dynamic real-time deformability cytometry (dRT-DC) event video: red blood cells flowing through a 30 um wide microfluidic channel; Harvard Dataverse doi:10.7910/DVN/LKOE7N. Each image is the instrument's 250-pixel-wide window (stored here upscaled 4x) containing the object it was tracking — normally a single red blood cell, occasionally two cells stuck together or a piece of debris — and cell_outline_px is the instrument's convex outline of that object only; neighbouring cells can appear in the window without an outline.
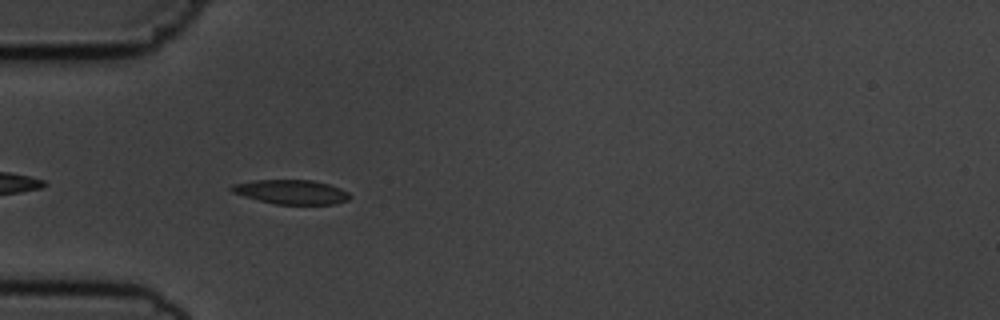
{"species": "common noctule bat (a hibernating species)", "species_latin": "Nyctalus noctula", "temperature_condition": "cold", "stored_images_in_passage": 42, "camera_frame_rate_fps": 3000, "um_per_image_px": 0.085, "animal": {"sex": "male", "body_mass_g": 19.5, "forearm_length_mm": 54.6}, "frame": {"image": 1, "passage_image": 4, "time_ms": 1.0, "image_size_px": [1000, 320], "cell_outline_px": [[352, 196], [348, 200], [332, 204], [276, 204], [244, 196], [232, 192], [228, 188], [232, 184], [252, 180], [312, 180], [328, 184], [340, 188], [348, 192]], "centroid_in_image_um": [24.74, 16.31], "position_along_channel_um": 60.3, "area_um2": 16.7}}
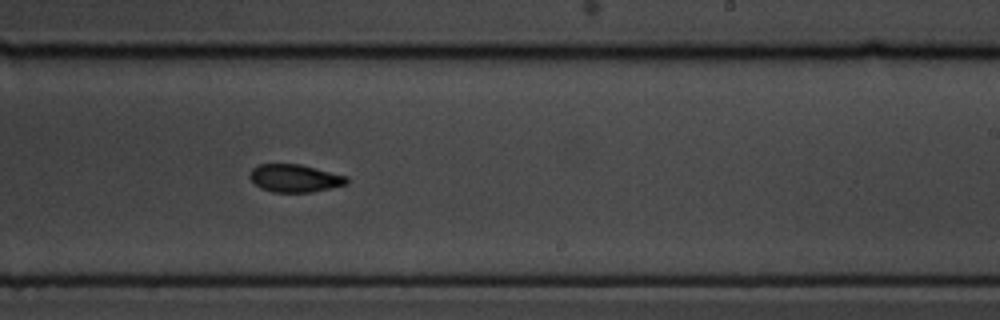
{"frame": {"image": 2, "passage_image": 21, "time_ms": 6.667, "image_size_px": [1000, 320], "cell_outline_px": [[348, 184], [312, 192], [272, 192], [260, 188], [248, 176], [252, 168], [260, 164], [300, 164], [348, 176]], "centroid_in_image_um": [25.07, 15.15], "position_along_channel_um": 263.9, "area_um2": 15.72}}
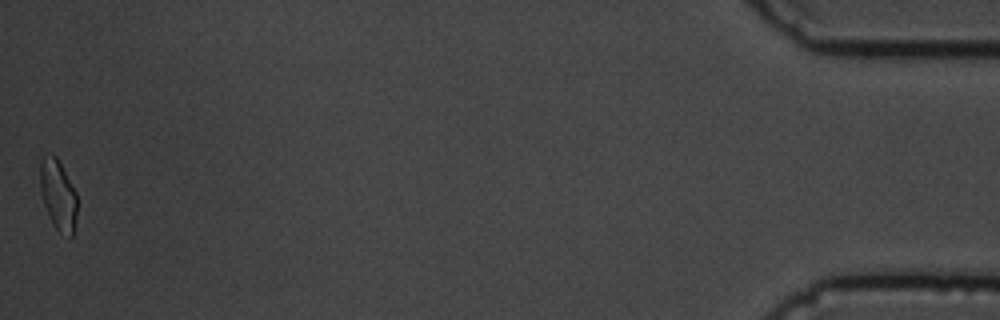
{"frame": {"image": 3, "passage_image": 42, "time_ms": 13.667, "image_size_px": [1000, 320], "cell_outline_px": [[76, 216], [72, 236], [68, 236], [60, 232], [52, 224], [48, 216], [40, 192], [40, 160], [44, 156], [56, 156], [76, 192]], "centroid_in_image_um": [4.92, 16.58], "position_along_channel_um": 430.3, "area_um2": 14.97}, "authors_computed_cell_mechanics": {"area_um2": 16.0973, "velocity_mm_per_s": 3.6717, "shape_relaxation_time_tau1_ms": 4.1022, "shape_relaxation_time_tau2_ms": 5.7668, "deformation_change_tau1": 0.1272, "deformation_change_tau2": 0.1046}}